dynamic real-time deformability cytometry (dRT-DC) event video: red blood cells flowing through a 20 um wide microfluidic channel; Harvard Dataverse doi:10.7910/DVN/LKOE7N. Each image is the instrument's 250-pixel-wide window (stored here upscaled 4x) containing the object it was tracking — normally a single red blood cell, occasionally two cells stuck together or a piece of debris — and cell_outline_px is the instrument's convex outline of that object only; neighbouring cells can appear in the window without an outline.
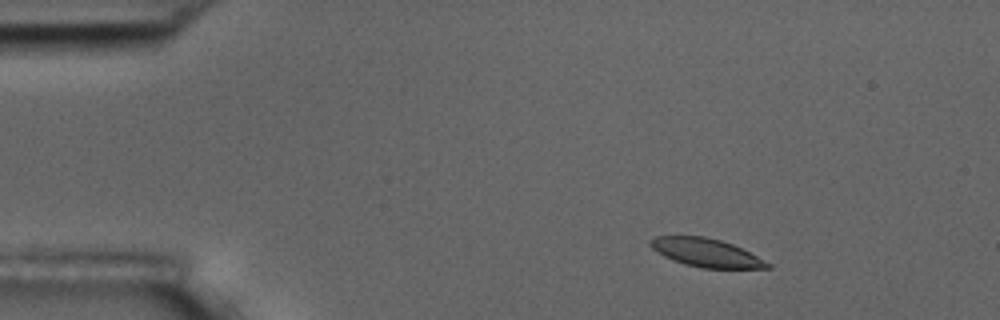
{"species": "common noctule bat (a hibernating species)", "species_latin": "Nyctalus noctula", "temperature_condition": "room temperature", "stored_images_in_passage": 5, "camera_frame_rate_fps": 3000, "um_per_image_px": 0.085, "animal": {"sex": "male", "body_mass_g": 17.5, "forearm_length_mm": 52.3}, "frame": {"image": 1, "passage_image": 2, "time_ms": 1.333, "image_size_px": [1000, 320], "cell_outline_px": [[772, 268], [700, 268], [684, 264], [664, 256], [652, 248], [648, 244], [648, 240], [656, 236], [704, 236], [720, 240], [732, 244], [772, 264]], "centroid_in_image_um": [59.99, 21.48], "position_along_channel_um": 25.0, "area_um2": 19.19}}
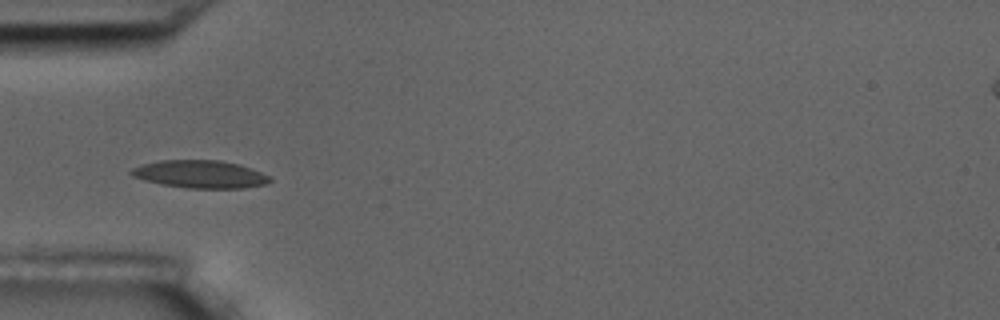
{"frame": {"image": 2, "passage_image": 5, "time_ms": 4.667, "image_size_px": [1000, 320], "cell_outline_px": [[272, 180], [264, 184], [244, 188], [188, 188], [160, 184], [144, 180], [132, 176], [128, 172], [132, 168], [144, 164], [160, 160], [220, 160], [240, 164], [272, 176]], "centroid_in_image_um": [17.02, 14.8], "position_along_channel_um": 68.0, "area_um2": 22.48}}